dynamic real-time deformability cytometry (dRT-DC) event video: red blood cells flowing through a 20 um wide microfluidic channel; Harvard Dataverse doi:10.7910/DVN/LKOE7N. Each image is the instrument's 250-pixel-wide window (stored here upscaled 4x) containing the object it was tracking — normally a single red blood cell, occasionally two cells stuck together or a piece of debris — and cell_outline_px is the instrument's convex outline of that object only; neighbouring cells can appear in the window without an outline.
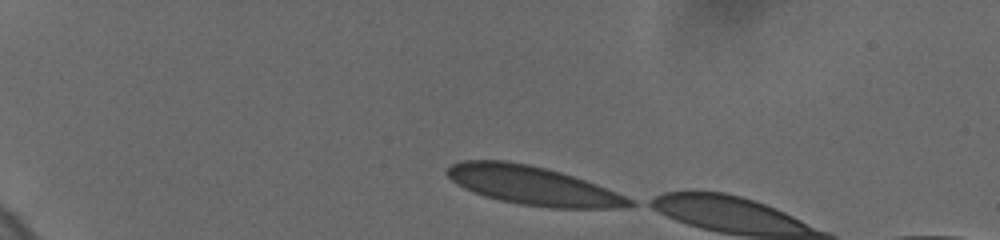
{"species": "human", "species_latin": "Homo sapiens", "temperature_condition": "cold", "stored_images_in_passage": 6, "camera_frame_rate_fps": 3000, "um_per_image_px": 0.085, "donor": {"sex": "female"}, "frame": {"image": 1, "passage_image": 1, "time_ms": 0.0, "image_size_px": [1000, 240], "cell_outline_px": [[636, 204], [624, 208], [548, 208], [520, 204], [500, 200], [484, 196], [472, 192], [456, 184], [444, 172], [452, 164], [460, 160], [504, 160], [528, 164], [560, 172], [596, 184], [616, 192], [632, 200]], "centroid_in_image_um": [45.25, 15.77], "position_along_channel_um": 39.8, "area_um2": 40.98}}